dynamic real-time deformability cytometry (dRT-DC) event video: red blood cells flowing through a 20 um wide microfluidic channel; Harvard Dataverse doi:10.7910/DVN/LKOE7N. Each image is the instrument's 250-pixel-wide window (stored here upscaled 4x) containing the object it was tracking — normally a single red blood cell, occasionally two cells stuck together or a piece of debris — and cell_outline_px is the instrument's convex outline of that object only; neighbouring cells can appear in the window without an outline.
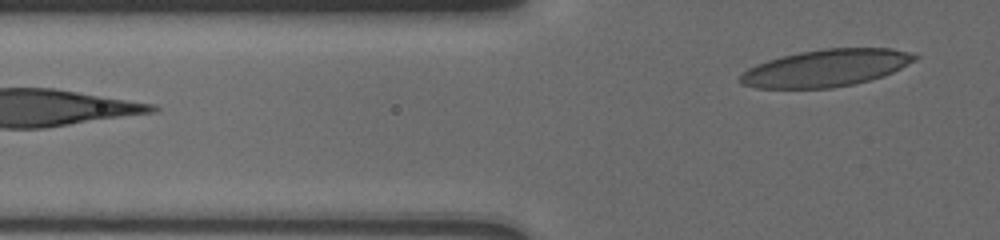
{"species": "human", "species_latin": "Homo sapiens", "temperature_condition": "cold", "stored_images_in_passage": 12, "segment_of_instrument_passage": [2, 2], "camera_frame_rate_fps": 3000, "um_per_image_px": 0.085, "donor": {"sex": "male"}, "frame": {"image": 1, "passage_image": 12, "time_ms": 5.667, "image_size_px": [1000, 240], "cell_outline_px": [[920, 56], [916, 60], [884, 76], [852, 84], [832, 88], [756, 88], [740, 84], [740, 76], [748, 68], [756, 64], [780, 56], [800, 52], [824, 48], [892, 48], [908, 52]], "centroid_in_image_um": [70.2, 5.78], "position_along_channel_um": 55.6, "area_um2": 37.69}}